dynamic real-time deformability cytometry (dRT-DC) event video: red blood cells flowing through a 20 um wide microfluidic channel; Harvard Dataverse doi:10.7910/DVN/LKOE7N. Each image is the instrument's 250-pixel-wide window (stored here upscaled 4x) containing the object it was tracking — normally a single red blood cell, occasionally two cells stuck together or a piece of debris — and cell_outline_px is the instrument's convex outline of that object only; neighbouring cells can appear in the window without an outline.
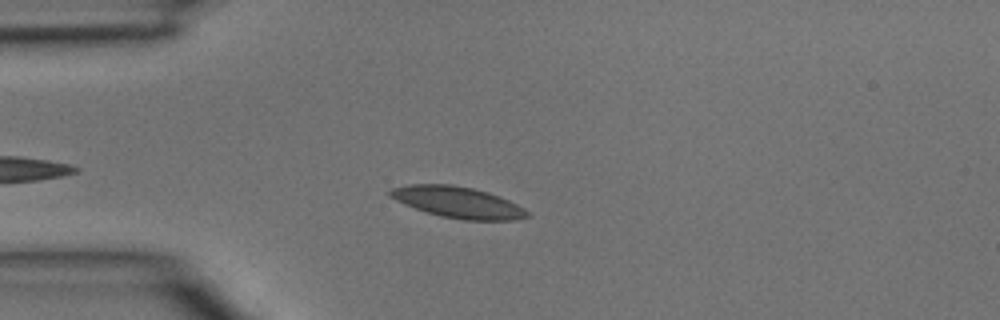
{"species": "common noctule bat (a hibernating species)", "species_latin": "Nyctalus noctula", "temperature_condition": "room temperature", "stored_images_in_passage": 3, "camera_frame_rate_fps": 3000, "um_per_image_px": 0.085, "animal": {"sex": "male", "body_mass_g": 15.6}, "frame": {"image": 1, "passage_image": 2, "time_ms": 0.333, "image_size_px": [1000, 320], "cell_outline_px": [[528, 216], [516, 220], [464, 220], [440, 216], [404, 204], [388, 196], [388, 192], [392, 188], [408, 184], [452, 184], [472, 188], [488, 192], [508, 200], [524, 208], [528, 212]], "centroid_in_image_um": [38.89, 17.19], "position_along_channel_um": 46.1, "area_um2": 24.8}}
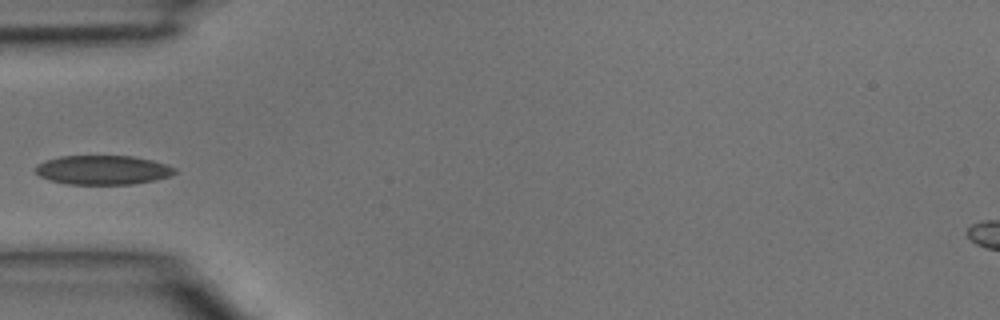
{"frame": {"image": 2, "passage_image": 3, "time_ms": 0.667, "image_size_px": [1000, 320], "cell_outline_px": [[176, 172], [172, 176], [156, 180], [132, 184], [68, 184], [52, 180], [40, 176], [36, 172], [36, 164], [44, 160], [60, 156], [132, 156], [152, 160], [176, 168]], "centroid_in_image_um": [8.76, 14.44], "position_along_channel_um": 76.2, "area_um2": 23.7}}